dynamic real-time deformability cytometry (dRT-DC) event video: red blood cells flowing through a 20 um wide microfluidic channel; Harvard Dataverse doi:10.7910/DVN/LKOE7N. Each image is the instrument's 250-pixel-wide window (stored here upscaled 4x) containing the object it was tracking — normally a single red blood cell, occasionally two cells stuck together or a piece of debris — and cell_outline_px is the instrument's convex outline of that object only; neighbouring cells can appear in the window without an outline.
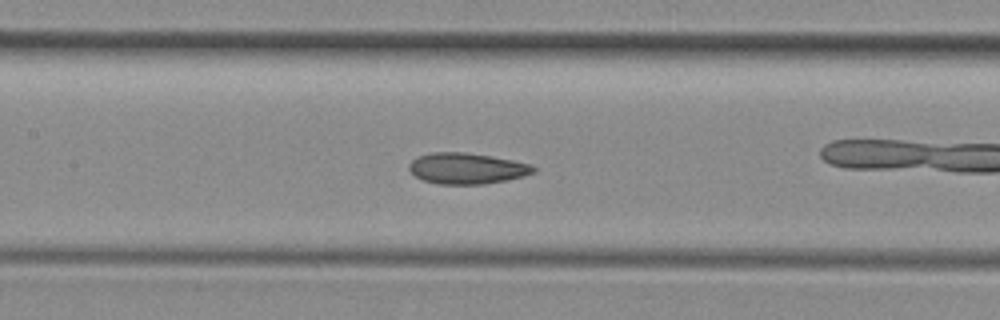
{"species": "common noctule bat (a hibernating species)", "species_latin": "Nyctalus noctula", "temperature_condition": "room temperature", "stored_images_in_passage": 40, "camera_frame_rate_fps": 3000, "um_per_image_px": 0.085, "animal": {"sex": "female", "body_mass_g": 29.2, "forearm_length_mm": 56.3}, "frame": {"image": 1, "passage_image": 23, "time_ms": 7.333, "image_size_px": [1000, 320], "cell_outline_px": [[536, 172], [524, 176], [508, 180], [484, 184], [440, 184], [424, 180], [416, 176], [408, 168], [408, 164], [412, 160], [420, 156], [432, 152], [464, 152], [492, 156], [532, 164], [536, 168]], "centroid_in_image_um": [39.72, 14.31], "position_along_channel_um": 167.7, "area_um2": 22.48}, "authors_computed_cell_mechanics": {"area_um2": 22.8599, "velocity_mm_per_s": 4.0702, "shape_relaxation_time_tau1_ms": null, "shape_relaxation_time_tau2_ms": 2.0196, "deformation_change_tau1": null, "deformation_change_tau2": 0.0675}}